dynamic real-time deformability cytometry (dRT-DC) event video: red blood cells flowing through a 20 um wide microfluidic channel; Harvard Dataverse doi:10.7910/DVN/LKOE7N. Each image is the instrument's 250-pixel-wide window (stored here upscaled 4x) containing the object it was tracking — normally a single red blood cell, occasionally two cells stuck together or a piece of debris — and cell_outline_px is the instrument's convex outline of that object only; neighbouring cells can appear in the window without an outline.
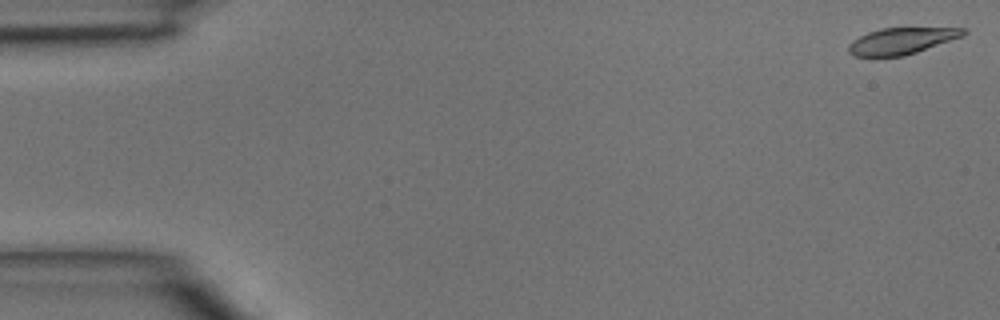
{"species": "common noctule bat (a hibernating species)", "species_latin": "Nyctalus noctula", "temperature_condition": "room temperature", "stored_images_in_passage": 4, "camera_frame_rate_fps": 3000, "um_per_image_px": 0.085, "animal": {"sex": "male", "body_mass_g": 15.6}, "frame": {"image": 1, "passage_image": 1, "time_ms": 0.0, "image_size_px": [1000, 320], "cell_outline_px": [[968, 32], [964, 36], [904, 56], [872, 60], [852, 56], [848, 52], [848, 44], [852, 40], [868, 32], [880, 28], [964, 28]], "centroid_in_image_um": [76.53, 3.53], "position_along_channel_um": 8.5, "area_um2": 18.44}}
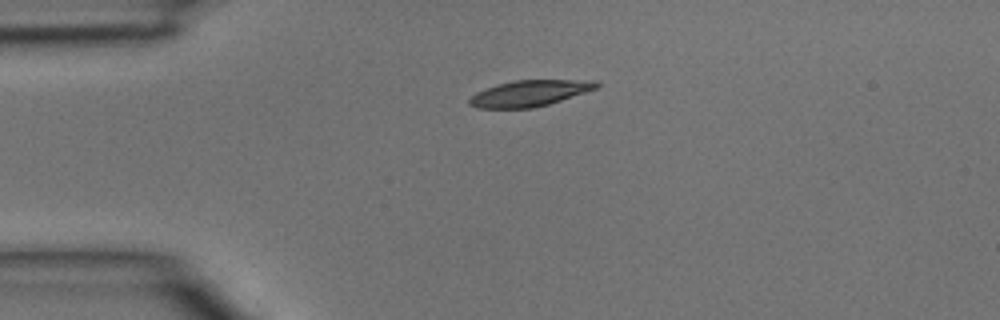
{"frame": {"image": 2, "passage_image": 3, "time_ms": 0.667, "image_size_px": [1000, 320], "cell_outline_px": [[600, 84], [596, 88], [548, 104], [532, 108], [476, 108], [468, 104], [468, 100], [476, 92], [496, 84], [516, 80], [596, 80]], "centroid_in_image_um": [44.97, 7.92], "position_along_channel_um": 40.0, "area_um2": 19.13}}
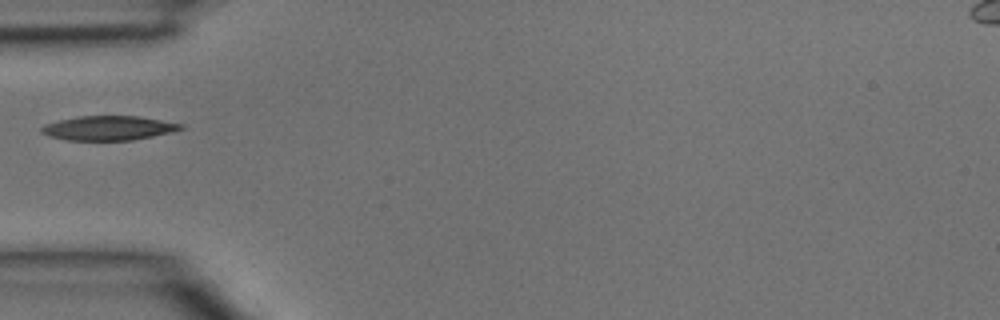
{"frame": {"image": 3, "passage_image": 4, "time_ms": 1.0, "image_size_px": [1000, 320], "cell_outline_px": [[184, 128], [172, 132], [132, 140], [64, 140], [48, 136], [40, 132], [40, 128], [44, 124], [60, 120], [80, 116], [140, 116], [184, 124]], "centroid_in_image_um": [9.21, 10.88], "position_along_channel_um": 75.8, "area_um2": 19.83}}